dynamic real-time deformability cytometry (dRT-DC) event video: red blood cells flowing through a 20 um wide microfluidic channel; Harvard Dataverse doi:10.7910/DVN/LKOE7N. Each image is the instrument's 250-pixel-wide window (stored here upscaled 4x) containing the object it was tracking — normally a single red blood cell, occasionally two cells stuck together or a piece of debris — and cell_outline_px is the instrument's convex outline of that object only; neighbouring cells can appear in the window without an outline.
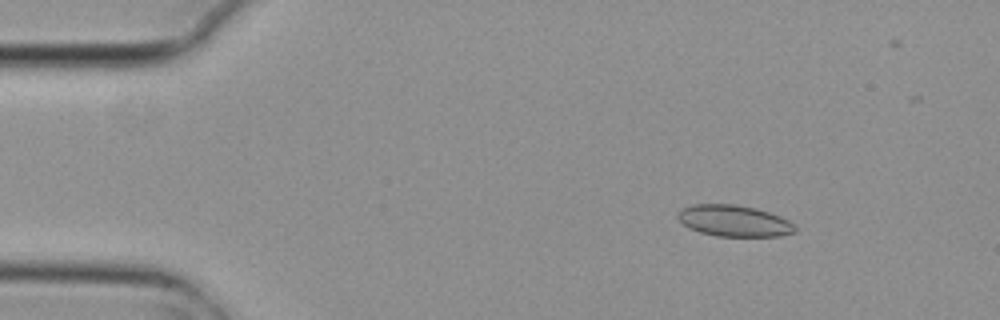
{"species": "common noctule bat (a hibernating species)", "species_latin": "Nyctalus noctula", "temperature_condition": "cold", "stored_images_in_passage": 5, "camera_frame_rate_fps": 3000, "um_per_image_px": 0.085, "animal": {"sex": "female", "body_mass_g": 29.2, "forearm_length_mm": 56.3}, "frame": {"image": 1, "passage_image": 2, "time_ms": 0.333, "image_size_px": [1000, 320], "cell_outline_px": [[796, 232], [780, 236], [716, 236], [700, 232], [688, 228], [676, 216], [684, 208], [692, 204], [736, 204], [756, 208], [780, 216], [788, 220], [796, 228]], "centroid_in_image_um": [62.4, 18.77], "position_along_channel_um": 22.6, "area_um2": 21.33}}